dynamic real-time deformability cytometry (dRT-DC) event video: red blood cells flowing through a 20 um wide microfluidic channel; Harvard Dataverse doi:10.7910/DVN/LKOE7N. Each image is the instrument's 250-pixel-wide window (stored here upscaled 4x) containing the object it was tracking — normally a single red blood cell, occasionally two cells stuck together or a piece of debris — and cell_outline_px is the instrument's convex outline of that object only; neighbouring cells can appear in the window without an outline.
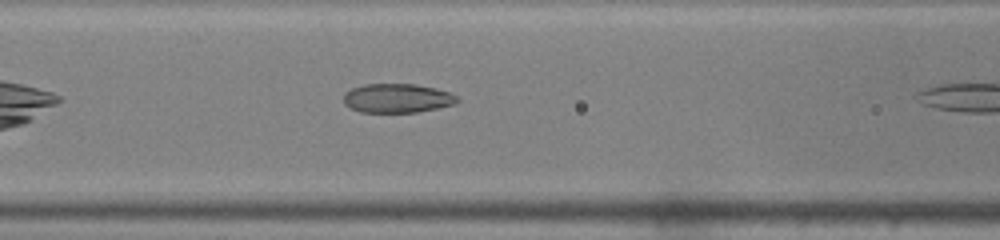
{"species": "common noctule bat (a hibernating species)", "species_latin": "Nyctalus noctula", "temperature_condition": "warm", "stored_images_in_passage": 9, "camera_frame_rate_fps": 3000, "um_per_image_px": 0.085, "animal": {"sex": "male", "body_mass_g": 19.0, "forearm_length_mm": 50.8}, "frame": {"image": 1, "passage_image": 8, "time_ms": 2.333, "image_size_px": [1000, 240], "cell_outline_px": [[460, 100], [456, 104], [416, 112], [360, 112], [348, 108], [344, 104], [344, 92], [352, 88], [364, 84], [416, 84], [436, 88], [448, 92], [456, 96]], "centroid_in_image_um": [33.74, 8.35], "position_along_channel_um": 132.9, "area_um2": 19.36}}